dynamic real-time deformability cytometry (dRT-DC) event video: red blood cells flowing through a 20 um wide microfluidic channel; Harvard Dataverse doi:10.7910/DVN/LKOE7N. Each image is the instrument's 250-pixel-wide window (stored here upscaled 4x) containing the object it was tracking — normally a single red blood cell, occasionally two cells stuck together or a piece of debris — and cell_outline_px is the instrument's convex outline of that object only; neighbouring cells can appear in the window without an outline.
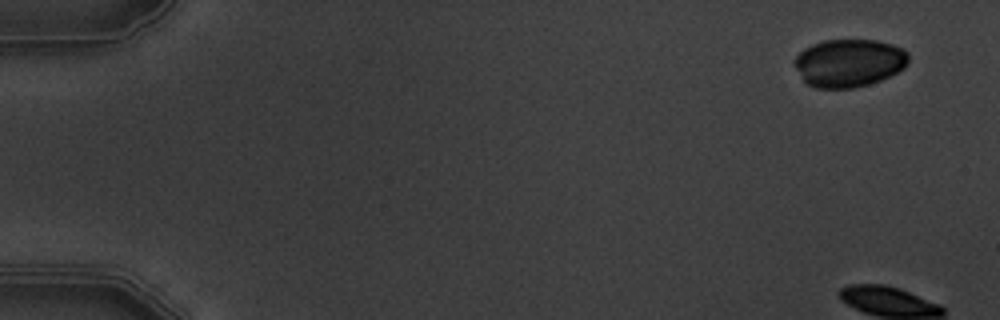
{"species": "common noctule bat (a hibernating species)", "species_latin": "Nyctalus noctula", "temperature_condition": "warm", "stored_images_in_passage": 7, "segment_of_instrument_passage": [1, 2], "camera_frame_rate_fps": 3000, "um_per_image_px": 0.085, "animal": {"sex": "male", "body_mass_g": 19.5, "forearm_length_mm": 54.6}, "frame": {"image": 1, "passage_image": 1, "time_ms": 0.0, "image_size_px": [1000, 320], "cell_outline_px": [[908, 64], [904, 68], [880, 80], [868, 84], [852, 88], [816, 88], [808, 84], [804, 80], [796, 68], [792, 60], [804, 48], [812, 44], [824, 40], [876, 40], [892, 44], [904, 48], [908, 52]], "centroid_in_image_um": [72.17, 5.33], "position_along_channel_um": 12.8, "area_um2": 31.85}}